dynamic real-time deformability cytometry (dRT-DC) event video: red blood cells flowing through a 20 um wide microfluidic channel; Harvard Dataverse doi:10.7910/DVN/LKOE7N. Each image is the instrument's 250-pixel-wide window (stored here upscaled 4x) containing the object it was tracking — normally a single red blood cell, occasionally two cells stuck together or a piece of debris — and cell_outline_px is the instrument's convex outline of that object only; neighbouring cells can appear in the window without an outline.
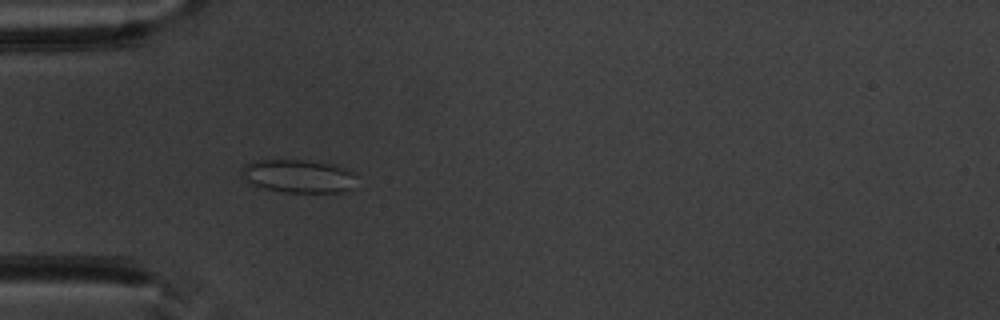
{"species": "common noctule bat (a hibernating species)", "species_latin": "Nyctalus noctula", "temperature_condition": "warm", "stored_images_in_passage": 38, "camera_frame_rate_fps": 3000, "um_per_image_px": 0.085, "animal": {"sex": "male", "body_mass_g": 20.1, "forearm_length_mm": 53.5}, "frame": {"image": 1, "passage_image": 3, "time_ms": 0.667, "image_size_px": [1000, 320], "cell_outline_px": [[356, 188], [344, 192], [280, 192], [264, 188], [252, 184], [240, 176], [240, 168], [244, 164], [252, 160], [308, 160], [332, 164], [344, 168], [352, 172]], "centroid_in_image_um": [25.32, 14.97], "position_along_channel_um": 59.7, "area_um2": 22.54}}
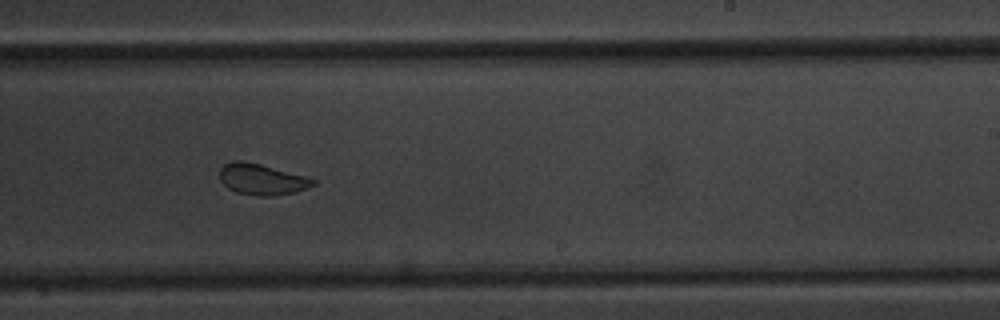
{"frame": {"image": 2, "passage_image": 19, "time_ms": 6.0, "image_size_px": [1000, 320], "cell_outline_px": [[316, 184], [308, 188], [292, 192], [272, 196], [256, 196], [236, 192], [228, 188], [220, 180], [220, 168], [224, 164], [232, 160], [244, 160], [260, 164], [304, 176], [316, 180]], "centroid_in_image_um": [22.22, 15.24], "position_along_channel_um": 266.8, "area_um2": 16.82}}
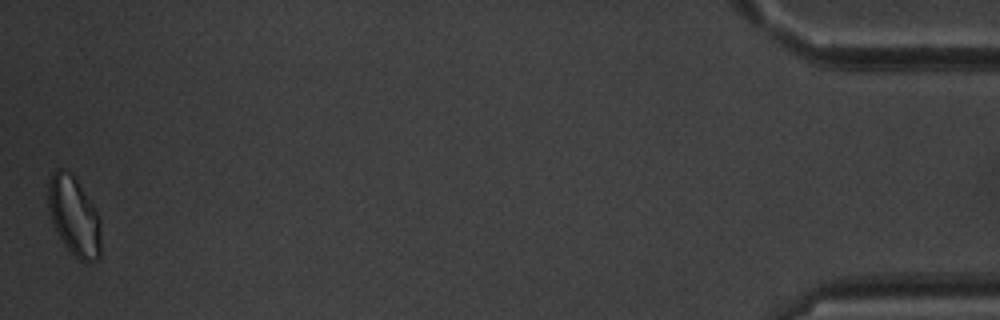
{"frame": {"image": 3, "passage_image": 38, "time_ms": 12.333, "image_size_px": [1000, 320], "cell_outline_px": [[100, 260], [88, 264], [84, 264], [64, 244], [52, 220], [48, 208], [48, 184], [56, 168], [60, 168], [72, 172], [92, 204], [100, 220]], "centroid_in_image_um": [6.31, 18.39], "position_along_channel_um": 428.9, "area_um2": 24.16}, "authors_computed_cell_mechanics": {"area_um2": 18.0914, "velocity_mm_per_s": 3.9545, "shape_relaxation_time_tau1_ms": 7.4423, "shape_relaxation_time_tau2_ms": 0.9611, "deformation_change_tau1": 0.1149, "deformation_change_tau2": 0.0669}}